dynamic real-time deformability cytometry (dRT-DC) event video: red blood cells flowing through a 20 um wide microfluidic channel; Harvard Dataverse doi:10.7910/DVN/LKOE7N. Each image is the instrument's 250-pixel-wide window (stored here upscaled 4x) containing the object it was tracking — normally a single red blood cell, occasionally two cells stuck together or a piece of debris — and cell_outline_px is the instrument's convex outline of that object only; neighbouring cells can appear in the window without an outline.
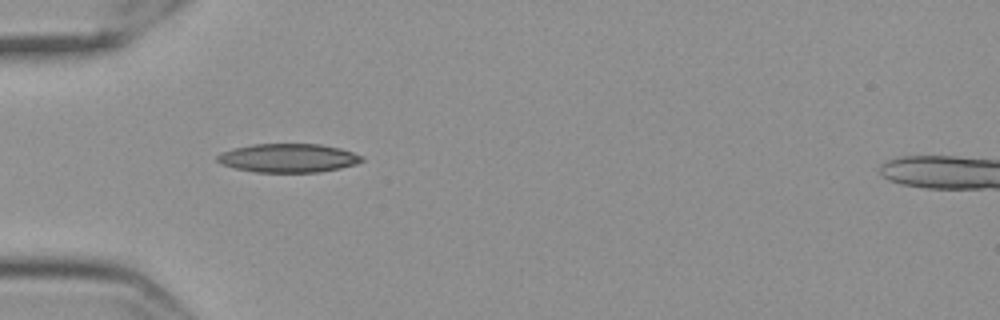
{"species": "Egyptian fruit bat (a non-hibernating species)", "species_latin": "Rousettus aegyptiacus", "temperature_condition": "cold", "stored_images_in_passage": 9, "camera_frame_rate_fps": 3000, "um_per_image_px": 0.085, "frame": {"image": 1, "passage_image": 6, "time_ms": 1.667, "image_size_px": [1000, 320], "cell_outline_px": [[364, 160], [356, 164], [340, 168], [320, 172], [256, 172], [232, 168], [220, 164], [216, 160], [216, 156], [220, 152], [232, 148], [252, 144], [320, 144], [340, 148], [364, 156]], "centroid_in_image_um": [24.46, 13.43], "position_along_channel_um": 60.5, "area_um2": 24.45}}